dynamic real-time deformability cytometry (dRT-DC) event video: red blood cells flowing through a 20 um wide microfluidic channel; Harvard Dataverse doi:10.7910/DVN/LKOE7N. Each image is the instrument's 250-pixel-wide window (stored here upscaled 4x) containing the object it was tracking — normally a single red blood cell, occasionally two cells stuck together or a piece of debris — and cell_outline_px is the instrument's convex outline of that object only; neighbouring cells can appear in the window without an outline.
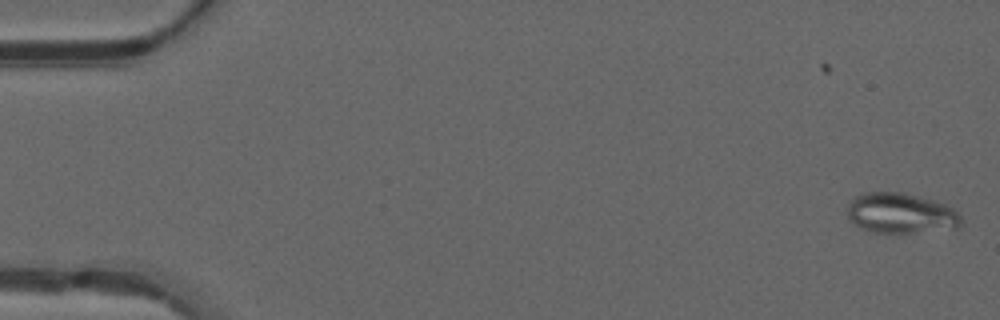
{"species": "common noctule bat (a hibernating species)", "species_latin": "Nyctalus noctula", "temperature_condition": "warm", "stored_images_in_passage": 6, "camera_frame_rate_fps": 3000, "um_per_image_px": 0.085, "animal": {"sex": "male", "forearm_length_mm": 52.5}, "frame": {"image": 1, "passage_image": 6, "time_ms": 1.667, "image_size_px": [1000, 320], "cell_outline_px": [[964, 224], [956, 228], [912, 232], [876, 232], [860, 228], [848, 216], [848, 204], [856, 196], [864, 192], [904, 192], [920, 196], [944, 204], [952, 208], [960, 216]], "centroid_in_image_um": [76.58, 18.11], "position_along_channel_um": 8.4, "area_um2": 26.47}}